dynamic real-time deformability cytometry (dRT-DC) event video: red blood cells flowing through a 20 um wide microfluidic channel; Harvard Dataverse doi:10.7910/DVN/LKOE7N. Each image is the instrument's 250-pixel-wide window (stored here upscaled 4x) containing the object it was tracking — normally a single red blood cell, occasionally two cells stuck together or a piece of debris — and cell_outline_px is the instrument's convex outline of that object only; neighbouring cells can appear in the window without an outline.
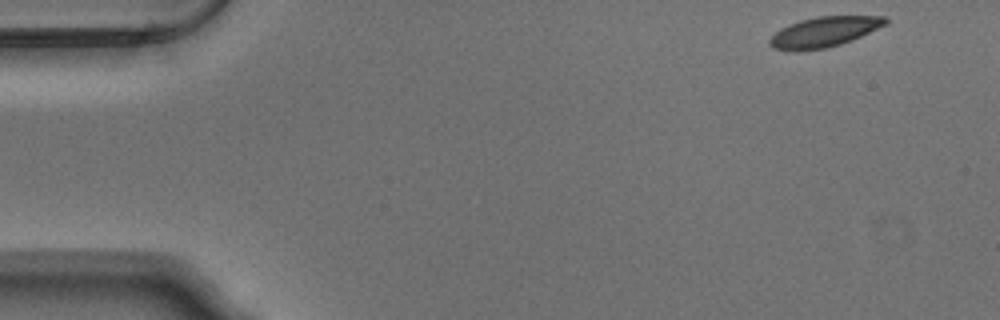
{"species": "Egyptian fruit bat (a non-hibernating species)", "species_latin": "Rousettus aegyptiacus", "temperature_condition": "warm", "stored_images_in_passage": 51, "camera_frame_rate_fps": 3000, "um_per_image_px": 0.085, "animal": {"sex": "male"}, "frame": {"image": 1, "passage_image": 1, "time_ms": 0.0, "image_size_px": [1000, 320], "cell_outline_px": [[888, 24], [852, 40], [828, 48], [796, 52], [772, 48], [768, 44], [768, 40], [780, 28], [788, 24], [800, 20], [816, 16], [888, 16]], "centroid_in_image_um": [70.03, 2.72], "position_along_channel_um": 15.0, "area_um2": 20.75}}
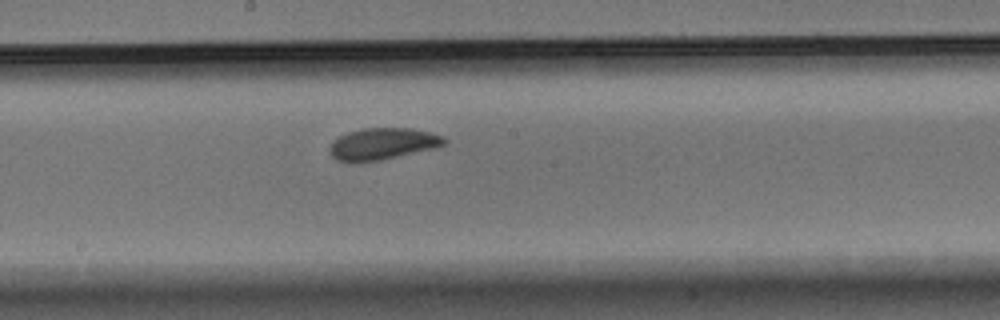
{"frame": {"image": 2, "passage_image": 26, "time_ms": 8.333, "image_size_px": [1000, 320], "cell_outline_px": [[448, 140], [444, 144], [436, 148], [380, 160], [356, 164], [352, 164], [336, 160], [328, 152], [328, 148], [332, 140], [348, 132], [364, 128], [412, 128], [444, 136]], "centroid_in_image_um": [32.47, 12.25], "position_along_channel_um": 215.7, "area_um2": 21.62}}
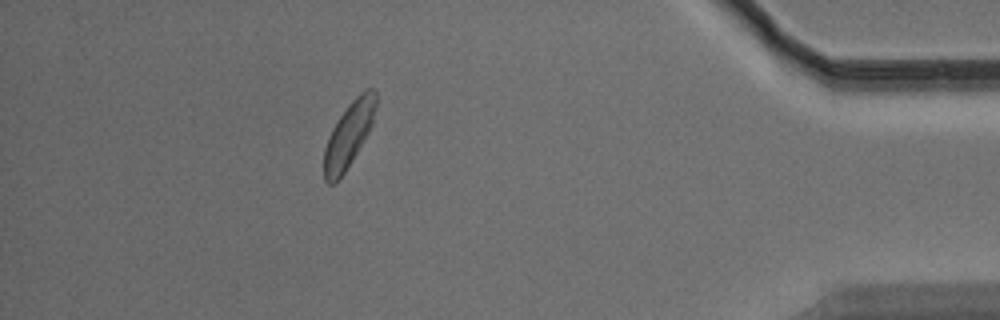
{"frame": {"image": 3, "passage_image": 45, "time_ms": 14.667, "image_size_px": [1000, 320], "cell_outline_px": [[376, 108], [372, 124], [364, 140], [344, 172], [336, 184], [328, 184], [324, 180], [324, 148], [328, 136], [332, 128], [348, 104], [364, 88], [372, 88], [376, 92]], "centroid_in_image_um": [29.63, 11.44], "position_along_channel_um": 405.6, "area_um2": 19.59}, "authors_computed_cell_mechanics": {"area_um2": 20.8658, "velocity_mm_per_s": 3.7433, "shape_relaxation_time_tau1_ms": 2.7104, "shape_relaxation_time_tau2_ms": 7.1231, "deformation_change_tau1": 0.1028, "deformation_change_tau2": 0.1104}}